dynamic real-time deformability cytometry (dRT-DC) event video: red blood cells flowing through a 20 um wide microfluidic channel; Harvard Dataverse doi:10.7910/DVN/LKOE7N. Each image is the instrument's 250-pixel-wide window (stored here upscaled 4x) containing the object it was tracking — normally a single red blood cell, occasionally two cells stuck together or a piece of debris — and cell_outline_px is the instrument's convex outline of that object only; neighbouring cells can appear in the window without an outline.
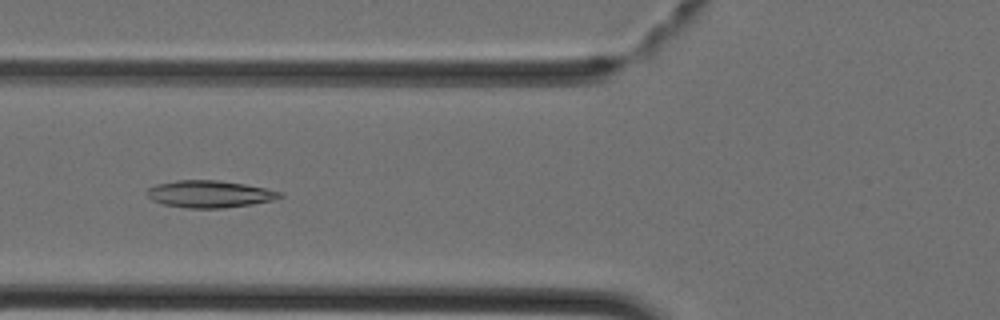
{"species": "Egyptian fruit bat (a non-hibernating species)", "species_latin": "Rousettus aegyptiacus", "temperature_condition": "cold", "stored_images_in_passage": 19, "camera_frame_rate_fps": 3000, "um_per_image_px": 0.085, "animal": {"sex": "female"}, "frame": {"image": 1, "passage_image": 12, "time_ms": 3.667, "image_size_px": [1000, 320], "cell_outline_px": [[284, 196], [272, 200], [252, 204], [224, 208], [188, 208], [164, 204], [152, 200], [148, 196], [148, 188], [156, 184], [176, 180], [216, 180], [244, 184], [264, 188], [280, 192]], "centroid_in_image_um": [17.8, 16.49], "position_along_channel_um": 108.0, "area_um2": 20.75}}
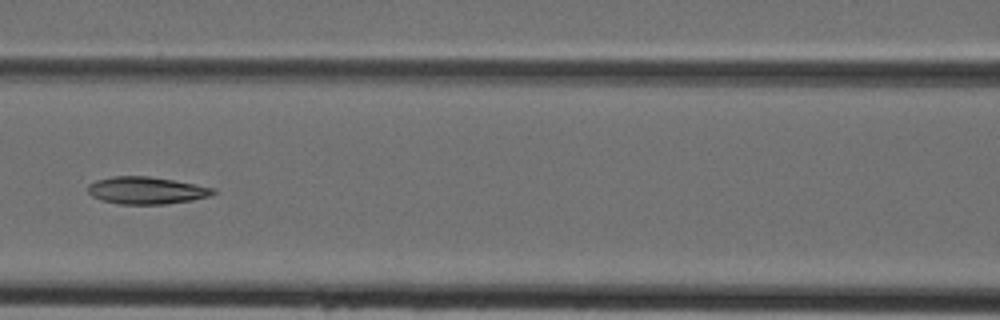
{"frame": {"image": 2, "passage_image": 15, "time_ms": 4.667, "image_size_px": [1000, 320], "cell_outline_px": [[216, 192], [208, 196], [192, 200], [168, 204], [120, 204], [100, 200], [92, 196], [88, 192], [88, 184], [96, 180], [112, 176], [148, 176], [172, 180], [216, 188]], "centroid_in_image_um": [12.42, 16.19], "position_along_channel_um": 154.2, "area_um2": 19.88}}
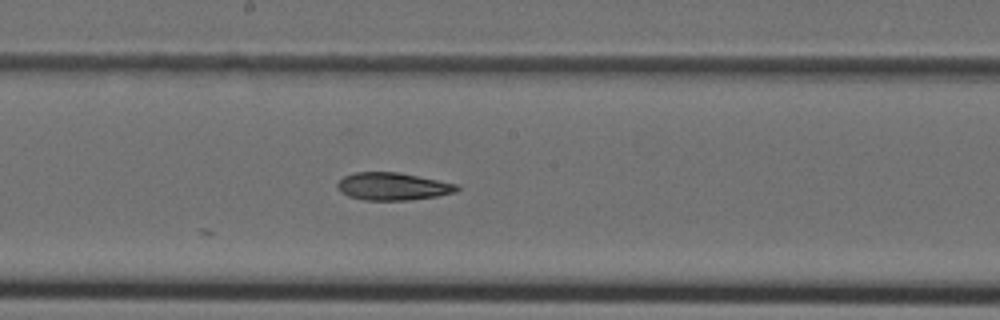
{"frame": {"image": 3, "passage_image": 19, "time_ms": 6.0, "image_size_px": [1000, 320], "cell_outline_px": [[460, 188], [456, 192], [436, 196], [408, 200], [364, 200], [348, 196], [340, 192], [336, 188], [336, 184], [344, 176], [356, 172], [400, 172], [456, 184]], "centroid_in_image_um": [33.35, 15.84], "position_along_channel_um": 214.9, "area_um2": 19.19}}